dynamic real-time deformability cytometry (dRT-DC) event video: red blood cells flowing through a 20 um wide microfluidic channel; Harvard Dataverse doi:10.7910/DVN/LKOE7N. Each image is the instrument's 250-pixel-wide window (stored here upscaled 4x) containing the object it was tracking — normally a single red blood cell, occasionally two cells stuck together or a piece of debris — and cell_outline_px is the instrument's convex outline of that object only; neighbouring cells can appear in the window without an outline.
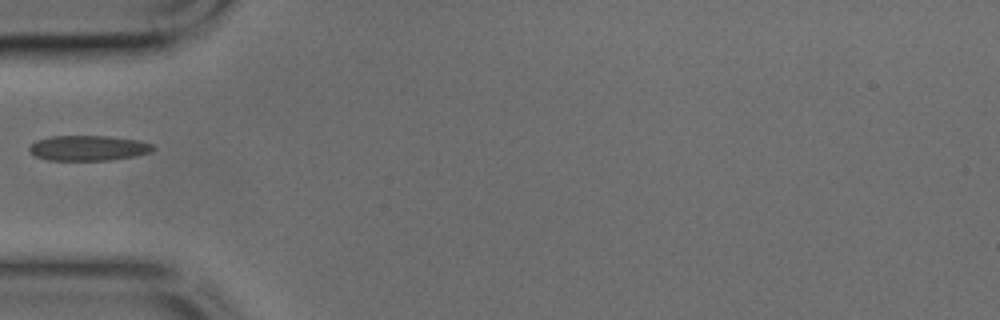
{"species": "common noctule bat (a hibernating species)", "species_latin": "Nyctalus noctula", "temperature_condition": "cold", "stored_images_in_passage": 31, "camera_frame_rate_fps": 3000, "um_per_image_px": 0.085, "animal": {"sex": "male", "body_mass_g": 17.9, "forearm_length_mm": 54.2}, "frame": {"image": 1, "passage_image": 1, "time_ms": 0.0, "image_size_px": [1000, 320], "cell_outline_px": [[156, 148], [152, 152], [136, 156], [108, 160], [48, 160], [36, 156], [28, 148], [36, 140], [52, 136], [108, 136], [140, 140], [152, 144]], "centroid_in_image_um": [7.56, 12.58], "position_along_channel_um": 77.4, "area_um2": 18.21}}
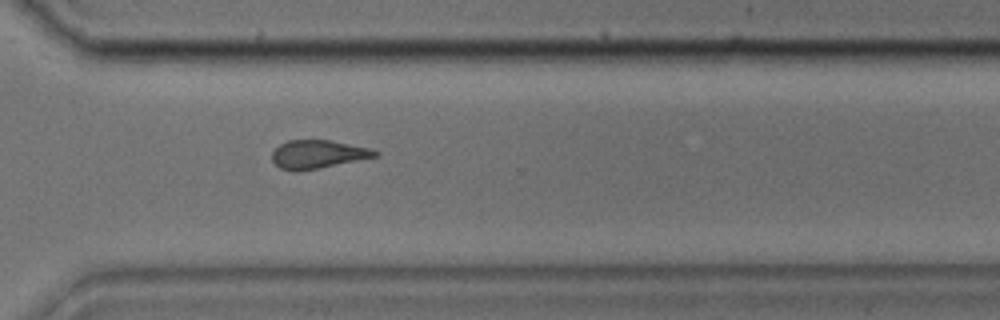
{"frame": {"image": 2, "passage_image": 19, "time_ms": 6.0, "image_size_px": [1000, 320], "cell_outline_px": [[380, 156], [316, 168], [280, 168], [272, 160], [272, 152], [280, 144], [288, 140], [332, 140], [372, 148], [380, 152]], "centroid_in_image_um": [27.11, 13.06], "position_along_channel_um": 343.5, "area_um2": 16.53}}
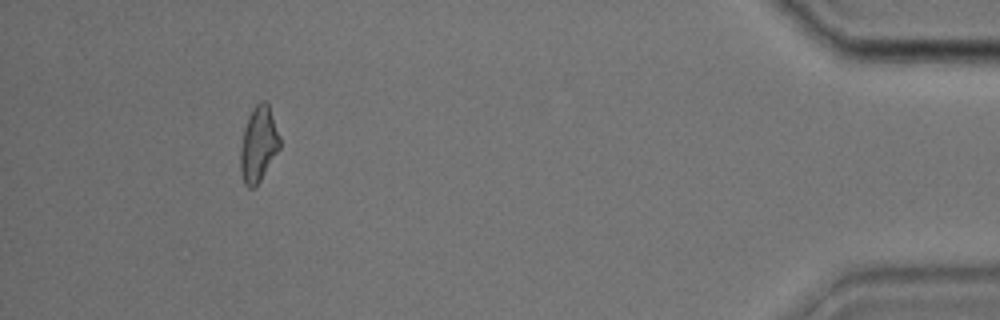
{"frame": {"image": 3, "passage_image": 28, "time_ms": 9.0, "image_size_px": [1000, 320], "cell_outline_px": [[280, 148], [260, 180], [252, 188], [248, 188], [244, 184], [240, 172], [240, 148], [244, 128], [248, 116], [252, 108], [260, 100], [264, 100], [268, 104], [280, 136]], "centroid_in_image_um": [21.96, 12.24], "position_along_channel_um": 413.2, "area_um2": 17.28}}